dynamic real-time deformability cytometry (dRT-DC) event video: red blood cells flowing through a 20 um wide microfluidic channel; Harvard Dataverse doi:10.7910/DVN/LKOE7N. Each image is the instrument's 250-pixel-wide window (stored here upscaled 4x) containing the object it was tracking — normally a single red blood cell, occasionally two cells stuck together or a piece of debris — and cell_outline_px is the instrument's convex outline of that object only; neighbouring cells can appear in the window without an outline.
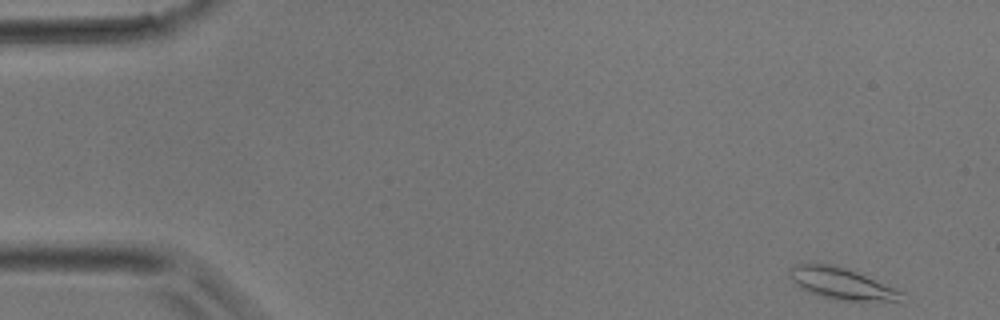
{"species": "common noctule bat (a hibernating species)", "species_latin": "Nyctalus noctula", "temperature_condition": "room temperature", "stored_images_in_passage": 38, "camera_frame_rate_fps": 3000, "um_per_image_px": 0.085, "animal": {"sex": "male", "body_mass_g": 17.9}, "frame": {"image": 1, "passage_image": 1, "time_ms": 0.0, "image_size_px": [1000, 320], "cell_outline_px": [[904, 304], [860, 304], [836, 300], [820, 296], [808, 292], [800, 288], [788, 276], [788, 268], [792, 264], [832, 264], [856, 272], [904, 292]], "centroid_in_image_um": [71.67, 24.21], "position_along_channel_um": 13.3, "area_um2": 21.91}}
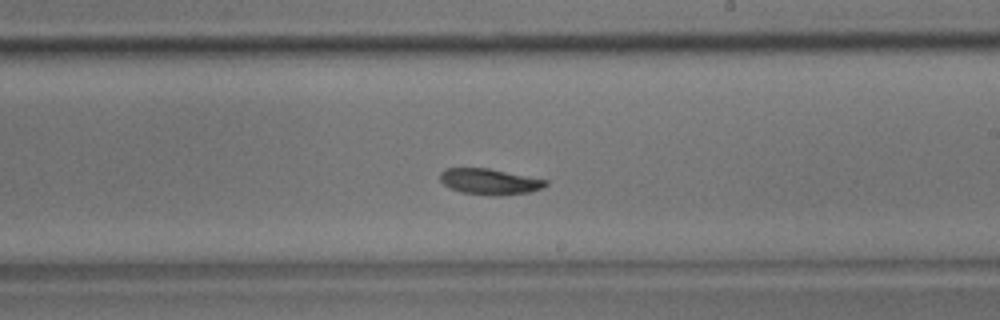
{"frame": {"image": 2, "passage_image": 22, "time_ms": 7.0, "image_size_px": [1000, 320], "cell_outline_px": [[548, 184], [544, 188], [528, 192], [500, 196], [492, 196], [460, 192], [448, 188], [440, 180], [440, 172], [444, 168], [488, 168], [548, 180]], "centroid_in_image_um": [41.6, 15.44], "position_along_channel_um": 247.4, "area_um2": 16.13}}
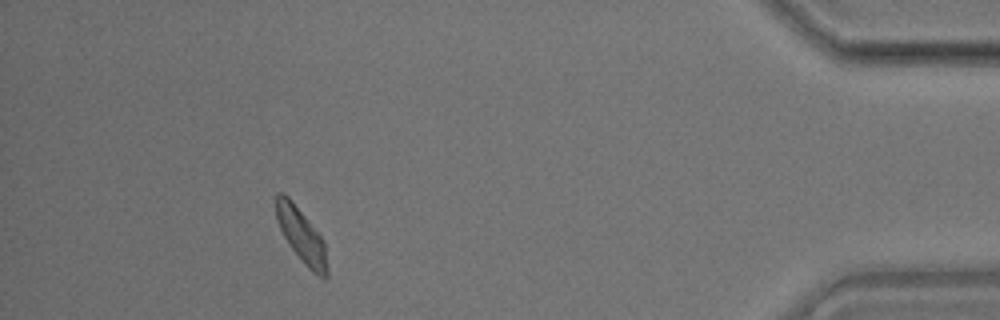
{"frame": {"image": 3, "passage_image": 35, "time_ms": 11.333, "image_size_px": [1000, 320], "cell_outline_px": [[328, 276], [324, 280], [312, 272], [308, 268], [292, 248], [284, 236], [276, 220], [276, 192], [284, 192], [292, 200], [324, 240], [328, 268]], "centroid_in_image_um": [25.64, 20.02], "position_along_channel_um": 409.6, "area_um2": 16.13}}